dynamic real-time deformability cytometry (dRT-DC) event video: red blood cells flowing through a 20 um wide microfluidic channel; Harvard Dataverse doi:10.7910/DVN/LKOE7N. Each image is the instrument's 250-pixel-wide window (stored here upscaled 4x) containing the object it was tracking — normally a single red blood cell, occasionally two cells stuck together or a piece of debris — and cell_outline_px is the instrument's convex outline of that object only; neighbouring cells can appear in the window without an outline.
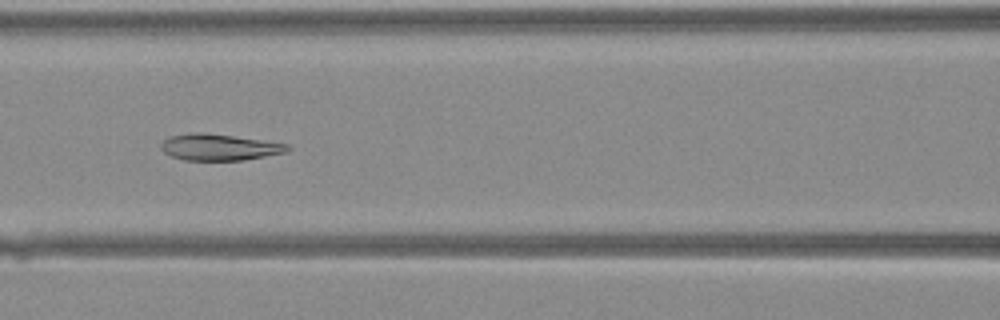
{"species": "Egyptian fruit bat (a non-hibernating species)", "species_latin": "Rousettus aegyptiacus", "temperature_condition": "warm", "stored_images_in_passage": 31, "camera_frame_rate_fps": 3000, "um_per_image_px": 0.085, "animal": {"sex": "female"}, "frame": {"image": 1, "passage_image": 8, "time_ms": 2.333, "image_size_px": [1000, 320], "cell_outline_px": [[292, 148], [288, 152], [244, 160], [184, 160], [172, 156], [164, 152], [160, 148], [160, 144], [168, 136], [192, 132], [204, 132], [288, 144]], "centroid_in_image_um": [18.62, 12.51], "position_along_channel_um": 148.0, "area_um2": 19.48}}
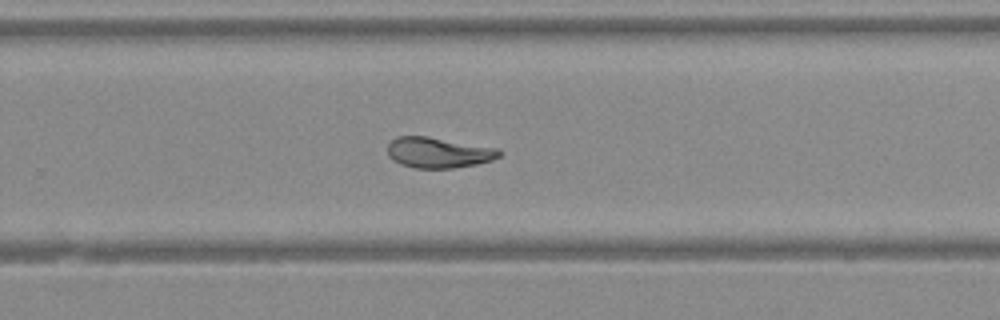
{"frame": {"image": 2, "passage_image": 17, "time_ms": 5.333, "image_size_px": [1000, 320], "cell_outline_px": [[504, 152], [500, 156], [492, 160], [476, 164], [452, 168], [416, 168], [400, 164], [392, 160], [388, 156], [388, 144], [396, 136], [428, 136], [500, 148]], "centroid_in_image_um": [37.29, 12.96], "position_along_channel_um": 292.5, "area_um2": 20.17}}
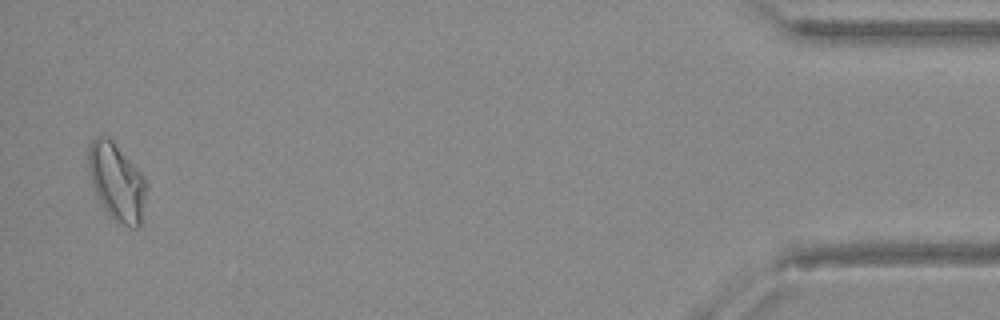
{"frame": {"image": 3, "passage_image": 30, "time_ms": 9.667, "image_size_px": [1000, 320], "cell_outline_px": [[148, 184], [140, 224], [136, 228], [132, 228], [116, 224], [100, 200], [96, 192], [88, 172], [88, 148], [92, 140], [96, 136], [104, 136], [112, 140], [144, 176]], "centroid_in_image_um": [9.94, 15.48], "position_along_channel_um": 425.3, "area_um2": 26.01}}